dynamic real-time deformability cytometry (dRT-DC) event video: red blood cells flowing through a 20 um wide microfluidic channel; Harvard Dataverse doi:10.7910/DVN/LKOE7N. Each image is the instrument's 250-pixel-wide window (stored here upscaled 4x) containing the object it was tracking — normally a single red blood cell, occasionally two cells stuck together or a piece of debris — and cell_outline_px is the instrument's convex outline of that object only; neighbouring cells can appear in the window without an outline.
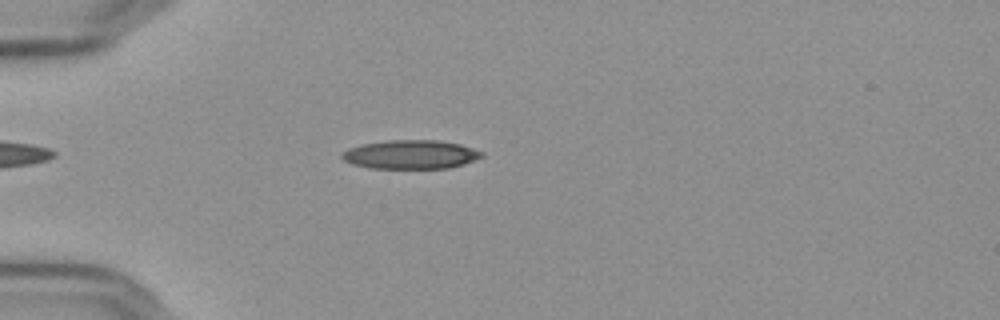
{"species": "Egyptian fruit bat (a non-hibernating species)", "species_latin": "Rousettus aegyptiacus", "temperature_condition": "cold", "stored_images_in_passage": 56, "camera_frame_rate_fps": 3000, "um_per_image_px": 0.085, "frame": {"image": 1, "passage_image": 16, "time_ms": 5.0, "image_size_px": [1000, 320], "cell_outline_px": [[484, 156], [464, 164], [448, 168], [372, 168], [352, 164], [344, 160], [340, 156], [340, 152], [348, 148], [360, 144], [388, 140], [440, 140], [460, 144], [484, 152]], "centroid_in_image_um": [34.89, 13.12], "position_along_channel_um": 50.1, "area_um2": 23.64}}
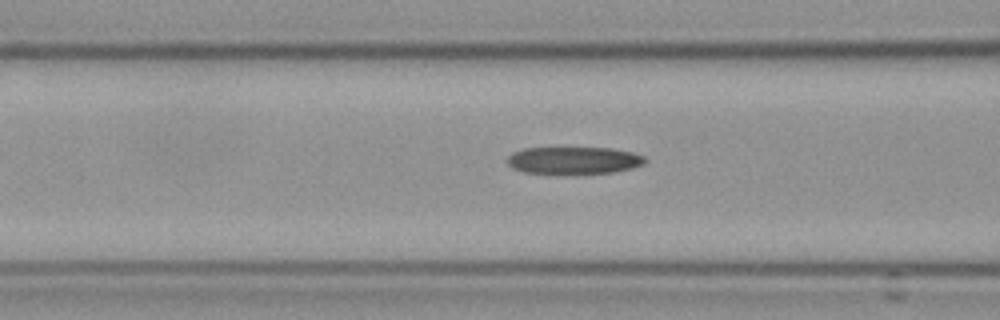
{"frame": {"image": 2, "passage_image": 23, "time_ms": 7.333, "image_size_px": [1000, 320], "cell_outline_px": [[648, 160], [644, 164], [632, 168], [612, 172], [524, 172], [512, 168], [508, 164], [508, 156], [512, 152], [524, 148], [612, 148], [632, 152], [644, 156]], "centroid_in_image_um": [48.79, 13.6], "position_along_channel_um": 117.8, "area_um2": 21.39}}
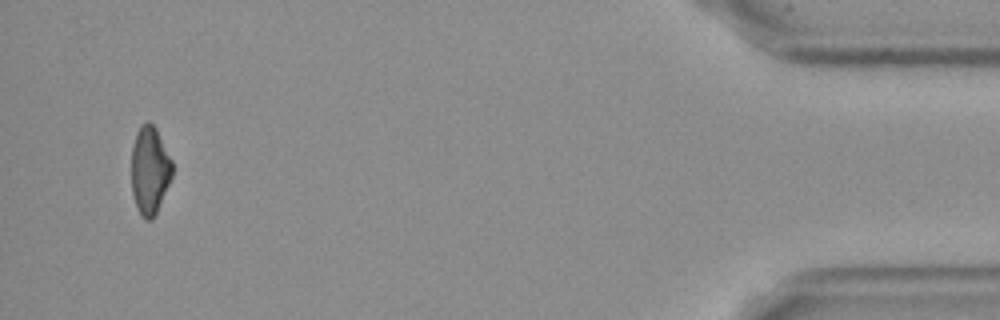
{"frame": {"image": 3, "passage_image": 54, "time_ms": 17.667, "image_size_px": [1000, 320], "cell_outline_px": [[172, 176], [156, 212], [152, 220], [144, 220], [136, 208], [132, 192], [132, 144], [136, 132], [140, 124], [148, 120], [156, 128], [172, 160]], "centroid_in_image_um": [12.71, 14.45], "position_along_channel_um": 422.5, "area_um2": 20.98}, "authors_computed_cell_mechanics": {"area_um2": 22.1663, "velocity_mm_per_s": 3.6416, "shape_relaxation_time_tau1_ms": 11.1833, "shape_relaxation_time_tau2_ms": 5.4074, "deformation_change_tau1": 0.2716, "deformation_change_tau2": 0.1603}}